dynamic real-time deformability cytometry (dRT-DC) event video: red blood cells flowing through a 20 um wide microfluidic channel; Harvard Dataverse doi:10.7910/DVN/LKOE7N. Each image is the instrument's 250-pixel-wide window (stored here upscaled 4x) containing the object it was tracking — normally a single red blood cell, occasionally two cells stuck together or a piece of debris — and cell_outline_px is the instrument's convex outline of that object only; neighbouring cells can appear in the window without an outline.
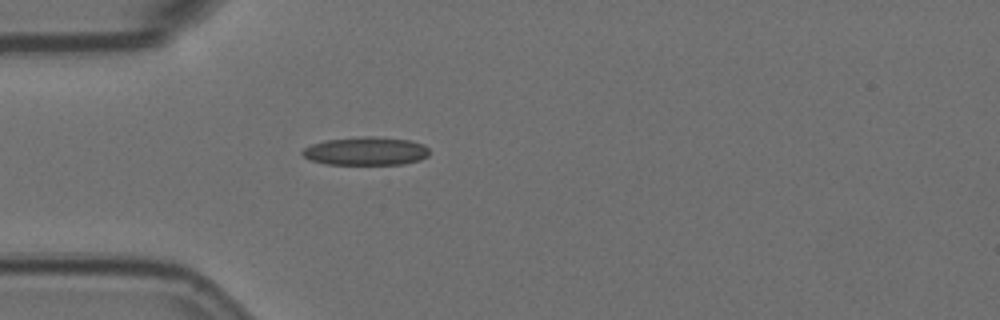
{"species": "Egyptian fruit bat (a non-hibernating species)", "species_latin": "Rousettus aegyptiacus", "temperature_condition": "room temperature", "stored_images_in_passage": 2, "camera_frame_rate_fps": 3000, "um_per_image_px": 0.085, "animal": {"sex": "female"}, "frame": {"image": 1, "passage_image": 1, "time_ms": 0.0, "image_size_px": [1000, 320], "cell_outline_px": [[428, 156], [420, 160], [404, 164], [324, 164], [308, 160], [300, 152], [304, 148], [312, 144], [328, 140], [364, 136], [372, 136], [408, 140], [424, 144], [428, 148]], "centroid_in_image_um": [31.09, 12.85], "position_along_channel_um": 53.9, "area_um2": 20.92}}